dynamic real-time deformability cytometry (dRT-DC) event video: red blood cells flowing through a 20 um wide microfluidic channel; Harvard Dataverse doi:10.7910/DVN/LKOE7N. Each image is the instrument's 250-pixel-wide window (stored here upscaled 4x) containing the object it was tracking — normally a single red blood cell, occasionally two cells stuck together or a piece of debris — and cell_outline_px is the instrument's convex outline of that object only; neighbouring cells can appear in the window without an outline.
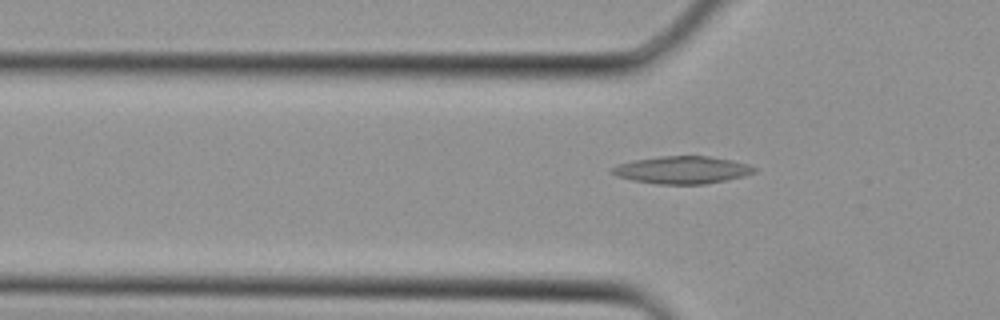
{"species": "Egyptian fruit bat (a non-hibernating species)", "species_latin": "Rousettus aegyptiacus", "temperature_condition": "cold", "stored_images_in_passage": 5, "camera_frame_rate_fps": 3000, "um_per_image_px": 0.085, "animal": {"sex": "female"}, "frame": {"image": 1, "passage_image": 5, "time_ms": 1.333, "image_size_px": [1000, 320], "cell_outline_px": [[756, 172], [724, 180], [704, 184], [656, 184], [636, 180], [620, 176], [612, 172], [612, 168], [616, 164], [632, 160], [660, 156], [708, 156], [732, 160], [748, 164], [756, 168]], "centroid_in_image_um": [57.99, 14.43], "position_along_channel_um": 67.8, "area_um2": 22.43}}